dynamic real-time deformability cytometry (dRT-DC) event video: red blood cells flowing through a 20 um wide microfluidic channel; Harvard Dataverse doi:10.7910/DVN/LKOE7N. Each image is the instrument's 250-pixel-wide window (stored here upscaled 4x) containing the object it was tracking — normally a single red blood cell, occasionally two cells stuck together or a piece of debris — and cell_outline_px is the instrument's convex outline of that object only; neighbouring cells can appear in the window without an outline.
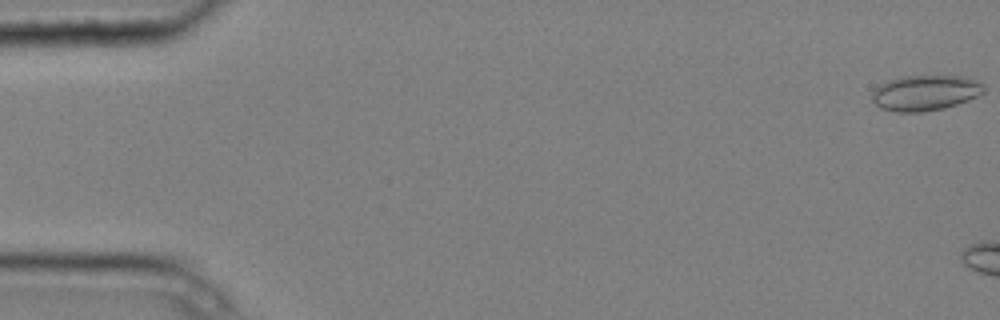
{"species": "common noctule bat (a hibernating species)", "species_latin": "Nyctalus noctula", "temperature_condition": "cold", "stored_images_in_passage": 3, "camera_frame_rate_fps": 3000, "um_per_image_px": 0.085, "animal": {"sex": "male", "body_mass_g": 20.4}, "frame": {"image": 1, "passage_image": 1, "time_ms": 0.0, "image_size_px": [1000, 320], "cell_outline_px": [[984, 92], [968, 100], [944, 108], [920, 112], [896, 112], [880, 108], [872, 100], [872, 92], [876, 88], [888, 80], [900, 76], [964, 76], [976, 80], [984, 84]], "centroid_in_image_um": [78.64, 7.89], "position_along_channel_um": 6.4, "area_um2": 23.06}}